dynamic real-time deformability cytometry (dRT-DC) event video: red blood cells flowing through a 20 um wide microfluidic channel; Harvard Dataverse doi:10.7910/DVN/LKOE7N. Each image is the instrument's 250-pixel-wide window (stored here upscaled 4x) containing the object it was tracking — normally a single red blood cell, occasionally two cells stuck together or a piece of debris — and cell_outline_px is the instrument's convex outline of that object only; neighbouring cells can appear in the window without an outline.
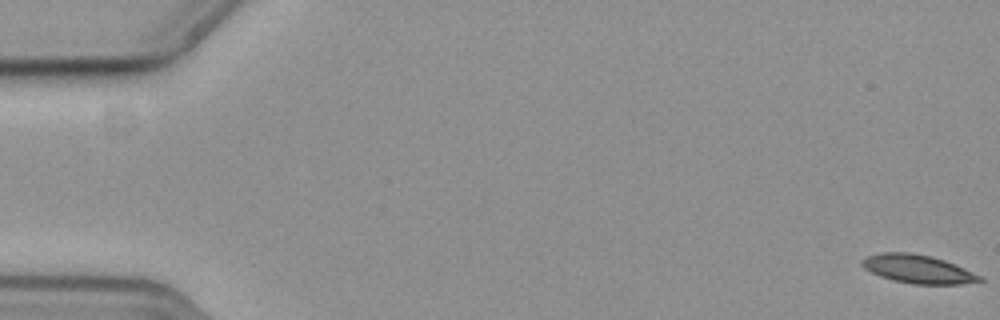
{"species": "common noctule bat (a hibernating species)", "species_latin": "Nyctalus noctula", "temperature_condition": "cold", "stored_images_in_passage": 59, "segment_of_instrument_passage": [1, 2], "camera_frame_rate_fps": 3000, "um_per_image_px": 0.085, "animal": {"sex": "female", "body_mass_g": 19.3, "forearm_length_mm": 54.1}, "frame": {"image": 1, "passage_image": 1, "time_ms": 0.0, "image_size_px": [1000, 320], "cell_outline_px": [[984, 280], [960, 284], [912, 284], [892, 280], [880, 276], [864, 268], [860, 264], [860, 260], [868, 256], [880, 252], [912, 252], [932, 256], [944, 260], [984, 276]], "centroid_in_image_um": [78.02, 22.86], "position_along_channel_um": 7.0, "area_um2": 19.65}}
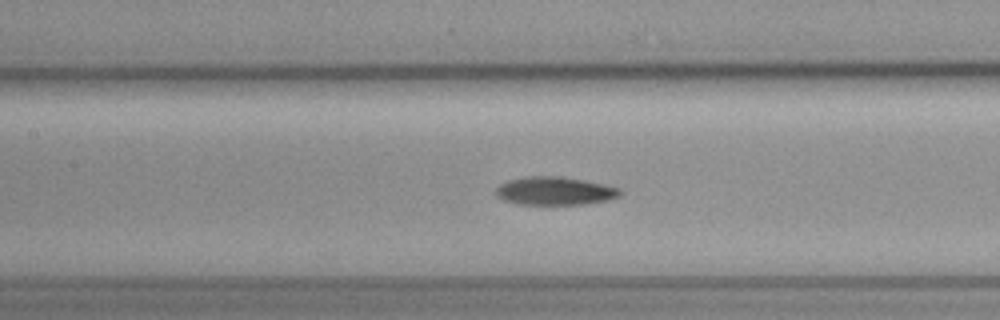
{"frame": {"image": 2, "passage_image": 27, "time_ms": 8.667, "image_size_px": [1000, 320], "cell_outline_px": [[624, 192], [620, 196], [608, 200], [588, 204], [520, 204], [504, 200], [496, 196], [496, 188], [500, 184], [508, 180], [524, 176], [556, 176], [584, 180], [604, 184], [620, 188]], "centroid_in_image_um": [47.19, 16.23], "position_along_channel_um": 160.2, "area_um2": 20.52}}
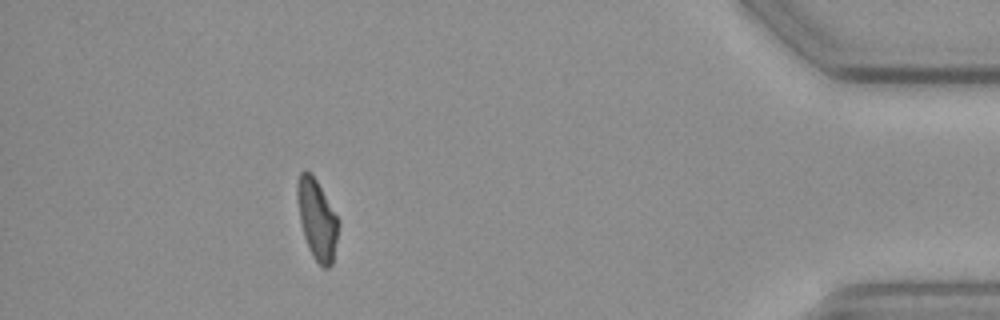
{"frame": {"image": 3, "passage_image": 52, "time_ms": 17.0, "image_size_px": [1000, 320], "cell_outline_px": [[340, 224], [332, 264], [328, 268], [324, 268], [312, 256], [308, 248], [304, 236], [300, 220], [296, 196], [296, 184], [300, 172], [304, 168], [316, 180], [340, 220]], "centroid_in_image_um": [26.95, 18.64], "position_along_channel_um": 408.3, "area_um2": 19.31}}